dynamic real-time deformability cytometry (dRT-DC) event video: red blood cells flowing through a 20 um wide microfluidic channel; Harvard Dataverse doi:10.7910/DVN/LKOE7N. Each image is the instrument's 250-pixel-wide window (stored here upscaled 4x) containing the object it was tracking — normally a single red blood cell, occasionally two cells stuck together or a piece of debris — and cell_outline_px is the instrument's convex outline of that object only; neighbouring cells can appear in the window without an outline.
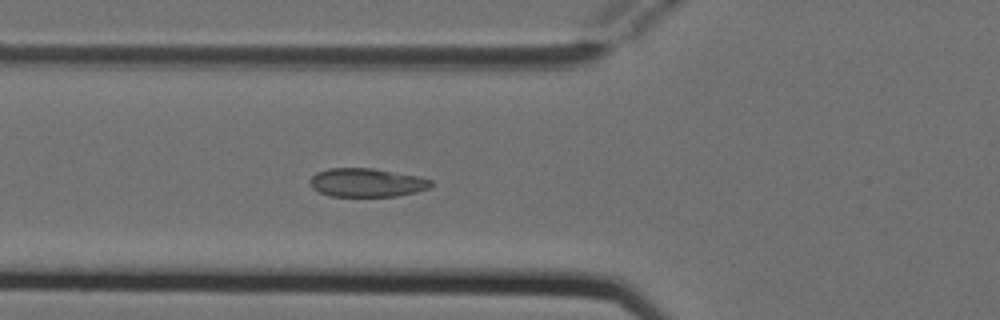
{"species": "Egyptian fruit bat (a non-hibernating species)", "species_latin": "Rousettus aegyptiacus", "temperature_condition": "cold", "stored_images_in_passage": 4, "camera_frame_rate_fps": 3000, "um_per_image_px": 0.085, "animal": {"sex": "female"}, "frame": {"image": 1, "passage_image": 4, "time_ms": 1.0, "image_size_px": [1000, 320], "cell_outline_px": [[432, 184], [428, 188], [416, 192], [396, 196], [328, 196], [312, 188], [308, 184], [308, 180], [316, 172], [328, 168], [372, 168], [420, 176], [432, 180]], "centroid_in_image_um": [31.14, 15.51], "position_along_channel_um": 94.7, "area_um2": 20.35}}